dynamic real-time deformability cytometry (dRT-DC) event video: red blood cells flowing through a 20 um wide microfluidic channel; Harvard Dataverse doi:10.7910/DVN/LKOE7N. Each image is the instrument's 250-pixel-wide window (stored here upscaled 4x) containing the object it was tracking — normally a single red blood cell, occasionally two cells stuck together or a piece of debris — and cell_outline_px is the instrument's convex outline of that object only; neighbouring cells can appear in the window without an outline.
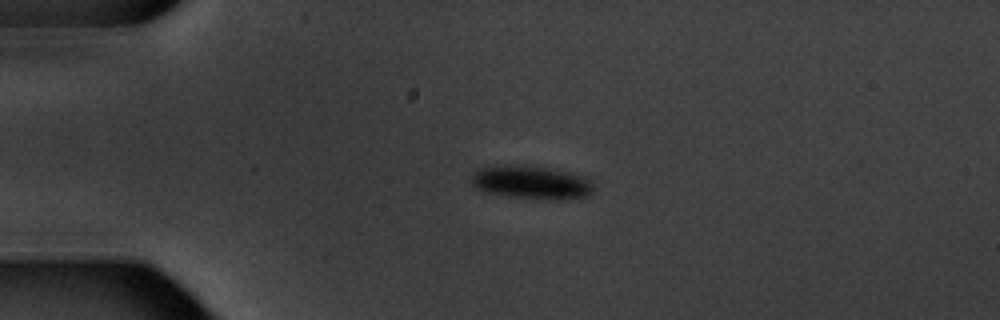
{"species": "common noctule bat (a hibernating species)", "species_latin": "Nyctalus noctula", "temperature_condition": "warm", "stored_images_in_passage": 14, "camera_frame_rate_fps": 3000, "um_per_image_px": 0.085, "animal": {"sex": "male", "body_mass_g": 20.1, "forearm_length_mm": 53.5}, "frame": {"image": 1, "passage_image": 3, "time_ms": 2.667, "image_size_px": [1000, 320], "cell_outline_px": [[592, 192], [588, 196], [560, 200], [508, 196], [488, 192], [476, 188], [472, 184], [472, 176], [480, 168], [512, 164], [560, 168], [588, 176], [592, 184]], "centroid_in_image_um": [45.26, 15.48], "position_along_channel_um": 39.7, "area_um2": 24.04}}
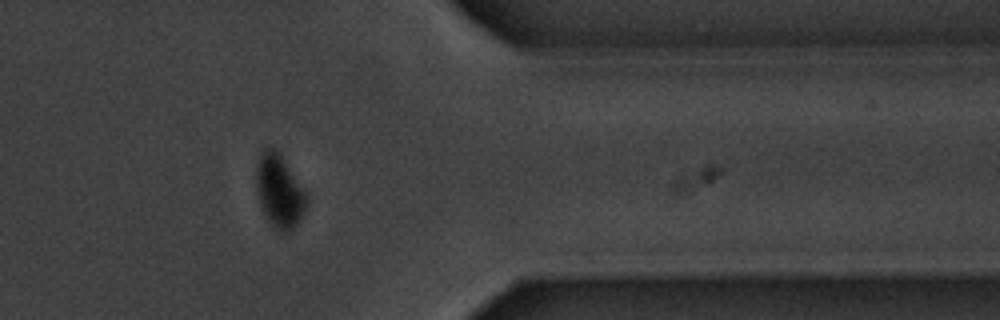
{"frame": {"image": 2, "passage_image": 12, "time_ms": 14.0, "image_size_px": [1000, 320], "cell_outline_px": [[308, 204], [300, 220], [288, 232], [280, 232], [268, 220], [260, 204], [256, 184], [256, 164], [264, 148], [276, 148], [280, 152], [308, 192]], "centroid_in_image_um": [23.79, 16.21], "position_along_channel_um": 387.6, "area_um2": 21.73}}
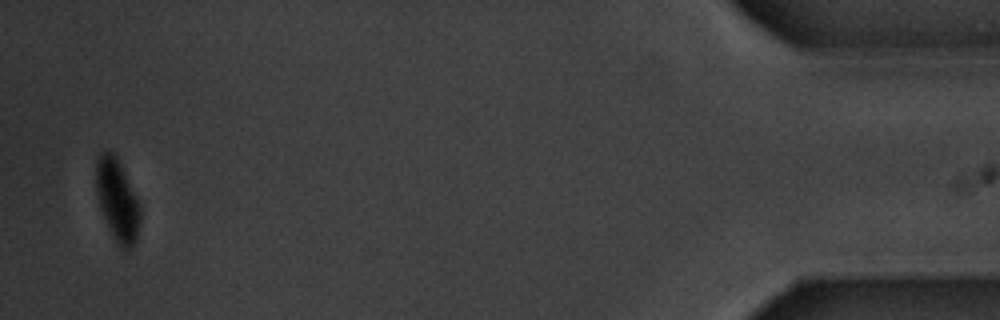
{"frame": {"image": 3, "passage_image": 14, "time_ms": 17.0, "image_size_px": [1000, 320], "cell_outline_px": [[140, 220], [136, 240], [132, 248], [120, 248], [116, 244], [112, 236], [100, 208], [96, 192], [96, 160], [100, 152], [108, 148], [116, 156], [140, 204]], "centroid_in_image_um": [9.95, 17.0], "position_along_channel_um": 425.2, "area_um2": 21.1}, "authors_computed_cell_mechanics": {"area_um2": 25.1141, "velocity_mm_per_s": 3.4804, "shape_relaxation_time_tau1_ms": 1.3892, "shape_relaxation_time_tau2_ms": null, "deformation_change_tau1": 0.0742, "deformation_change_tau2": null}}